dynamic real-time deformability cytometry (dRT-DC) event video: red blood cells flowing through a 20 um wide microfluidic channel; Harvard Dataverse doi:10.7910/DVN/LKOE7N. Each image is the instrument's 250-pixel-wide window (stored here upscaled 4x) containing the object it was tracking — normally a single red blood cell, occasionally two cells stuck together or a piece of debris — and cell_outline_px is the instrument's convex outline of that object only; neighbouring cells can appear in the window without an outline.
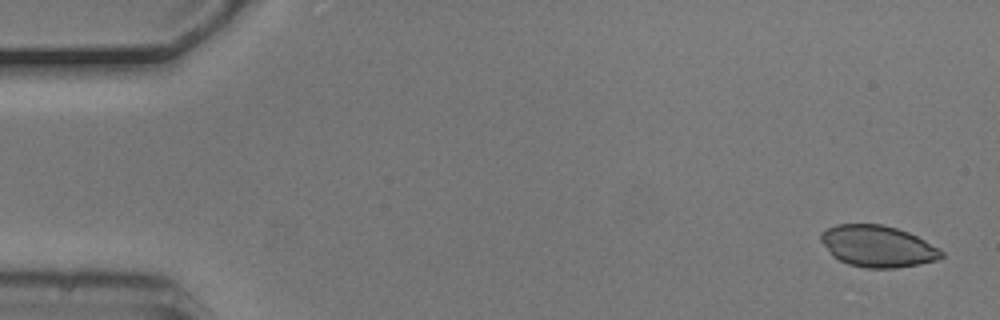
{"species": "common noctule bat (a hibernating species)", "species_latin": "Nyctalus noctula", "temperature_condition": "cold", "stored_images_in_passage": 5, "segment_of_instrument_passage": [1, 2], "camera_frame_rate_fps": 3000, "um_per_image_px": 0.085, "animal": {"sex": "male", "body_mass_g": 20.5, "forearm_length_mm": 52.5}, "frame": {"image": 1, "passage_image": 1, "time_ms": 0.0, "image_size_px": [1000, 320], "cell_outline_px": [[944, 256], [936, 260], [920, 264], [896, 268], [864, 268], [848, 264], [832, 256], [820, 240], [820, 232], [836, 224], [884, 224], [908, 232], [940, 248], [944, 252]], "centroid_in_image_um": [74.6, 20.93], "position_along_channel_um": 10.4, "area_um2": 29.3}}
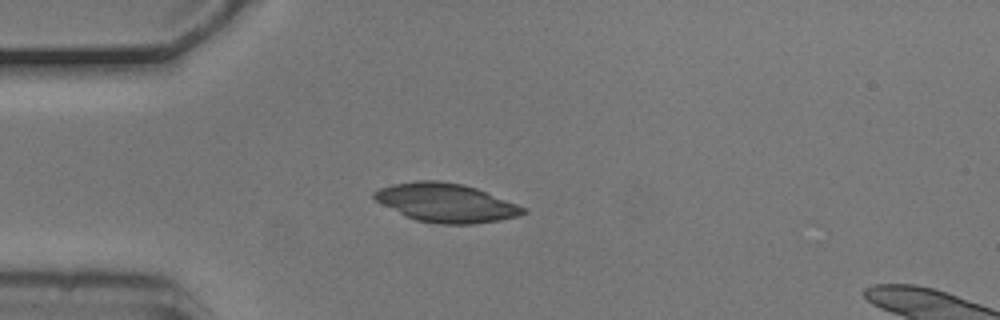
{"frame": {"image": 2, "passage_image": 4, "time_ms": 1.0, "image_size_px": [1000, 320], "cell_outline_px": [[528, 212], [520, 216], [500, 220], [472, 224], [444, 224], [416, 220], [404, 216], [376, 200], [372, 196], [372, 192], [380, 188], [392, 184], [416, 180], [440, 180], [464, 184], [476, 188], [528, 208]], "centroid_in_image_um": [37.93, 17.23], "position_along_channel_um": 47.1, "area_um2": 33.76}}